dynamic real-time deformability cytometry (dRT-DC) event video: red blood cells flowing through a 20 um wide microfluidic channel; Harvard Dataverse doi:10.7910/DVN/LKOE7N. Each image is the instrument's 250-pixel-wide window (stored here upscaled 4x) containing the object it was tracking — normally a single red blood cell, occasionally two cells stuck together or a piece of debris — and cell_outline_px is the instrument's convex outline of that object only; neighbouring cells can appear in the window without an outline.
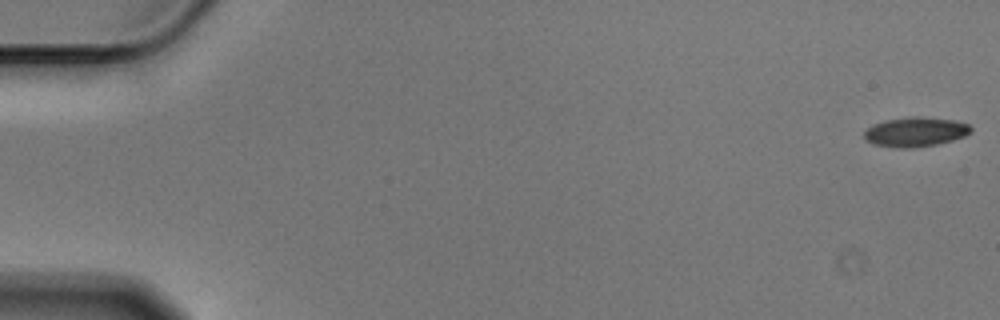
{"species": "Egyptian fruit bat (a non-hibernating species)", "species_latin": "Rousettus aegyptiacus", "temperature_condition": "cold", "stored_images_in_passage": 57, "camera_frame_rate_fps": 3000, "um_per_image_px": 0.085, "animal": {"sex": "male"}, "frame": {"image": 1, "passage_image": 1, "time_ms": 0.0, "image_size_px": [1000, 320], "cell_outline_px": [[972, 132], [964, 136], [952, 140], [936, 144], [912, 148], [896, 148], [872, 144], [864, 136], [864, 132], [872, 124], [884, 120], [908, 116], [920, 116], [956, 120], [968, 124], [972, 128]], "centroid_in_image_um": [77.81, 11.2], "position_along_channel_um": 7.2, "area_um2": 18.55}}
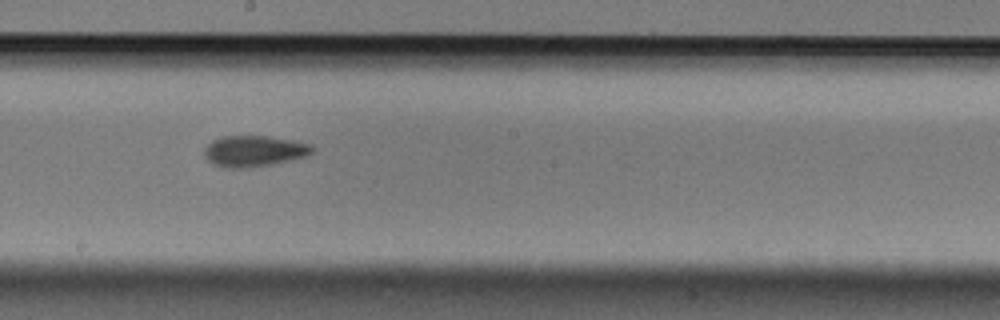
{"frame": {"image": 2, "passage_image": 32, "time_ms": 10.333, "image_size_px": [1000, 320], "cell_outline_px": [[316, 148], [308, 156], [272, 164], [248, 168], [224, 168], [212, 164], [204, 156], [204, 148], [212, 140], [220, 136], [268, 136], [292, 140], [312, 144]], "centroid_in_image_um": [21.59, 12.84], "position_along_channel_um": 226.6, "area_um2": 19.83}}
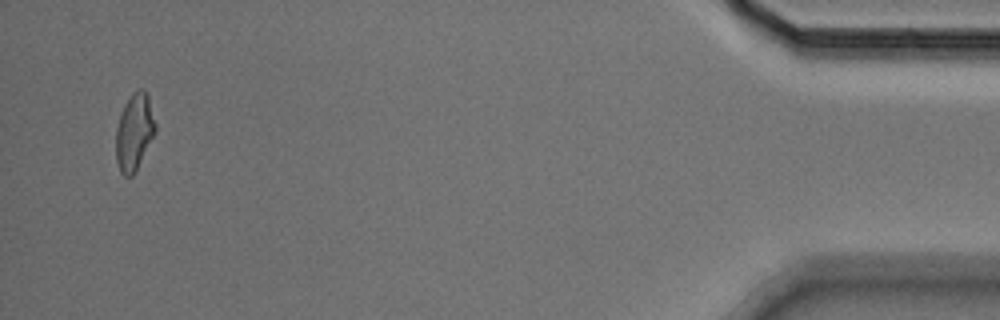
{"frame": {"image": 3, "passage_image": 55, "time_ms": 18.0, "image_size_px": [1000, 320], "cell_outline_px": [[156, 132], [132, 176], [124, 176], [120, 172], [116, 160], [116, 128], [120, 112], [124, 104], [132, 92], [140, 88], [144, 88], [148, 92], [156, 124]], "centroid_in_image_um": [11.42, 11.15], "position_along_channel_um": 423.8, "area_um2": 17.86}, "authors_computed_cell_mechanics": {"area_um2": 18.496, "velocity_mm_per_s": 3.5817, "shape_relaxation_time_tau1_ms": 5.6987, "shape_relaxation_time_tau2_ms": 3.1235, "deformation_change_tau1": 0.1357, "deformation_change_tau2": 0.0928}}